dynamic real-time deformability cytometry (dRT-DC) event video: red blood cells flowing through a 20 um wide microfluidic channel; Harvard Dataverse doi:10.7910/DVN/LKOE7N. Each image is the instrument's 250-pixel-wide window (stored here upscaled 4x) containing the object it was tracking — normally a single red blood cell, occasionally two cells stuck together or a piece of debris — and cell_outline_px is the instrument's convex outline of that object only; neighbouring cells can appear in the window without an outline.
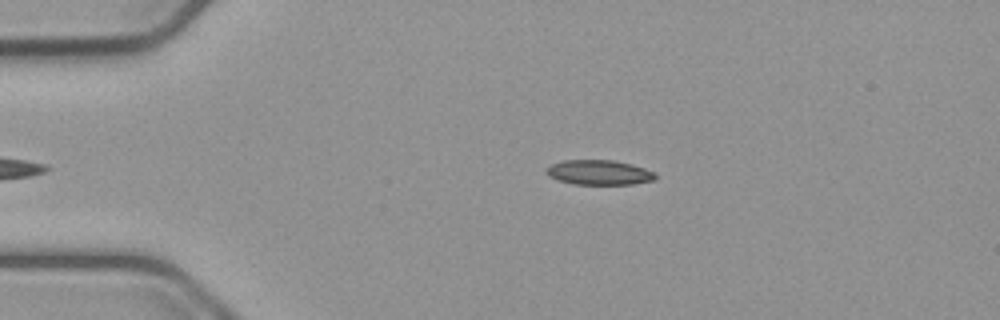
{"species": "common noctule bat (a hibernating species)", "species_latin": "Nyctalus noctula", "temperature_condition": "cold", "stored_images_in_passage": 53, "camera_frame_rate_fps": 3000, "um_per_image_px": 0.085, "animal": {"sex": "male", "body_mass_g": 23.1, "forearm_length_mm": 52.7}, "frame": {"image": 1, "passage_image": 10, "time_ms": 3.0, "image_size_px": [1000, 320], "cell_outline_px": [[656, 180], [632, 184], [572, 184], [556, 180], [548, 176], [544, 168], [552, 164], [564, 160], [612, 160], [632, 164], [656, 172]], "centroid_in_image_um": [50.91, 14.66], "position_along_channel_um": 34.1, "area_um2": 15.95}}
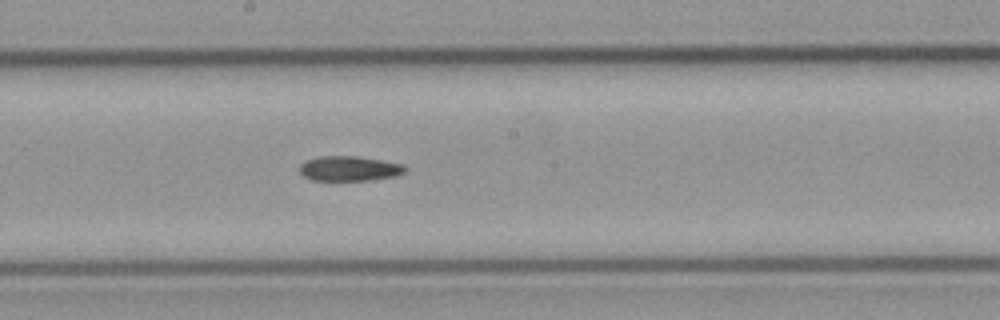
{"frame": {"image": 2, "passage_image": 28, "time_ms": 9.0, "image_size_px": [1000, 320], "cell_outline_px": [[404, 172], [396, 176], [368, 180], [312, 180], [304, 176], [300, 172], [300, 164], [304, 160], [316, 156], [356, 156], [404, 164]], "centroid_in_image_um": [29.64, 14.31], "position_along_channel_um": 218.6, "area_um2": 15.26}}
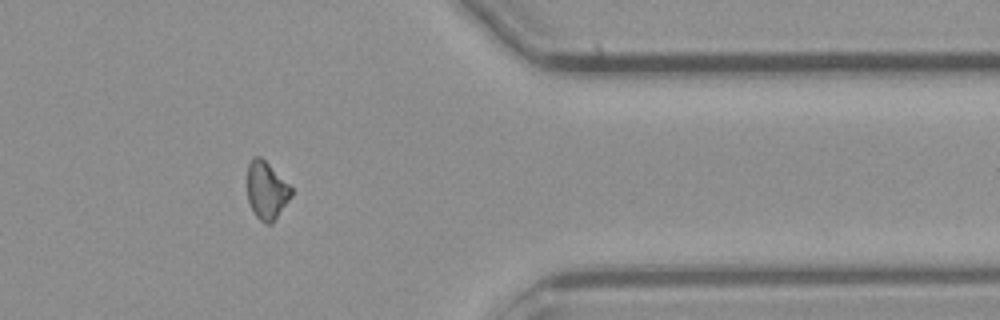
{"frame": {"image": 3, "passage_image": 43, "time_ms": 14.0, "image_size_px": [1000, 320], "cell_outline_px": [[292, 196], [272, 224], [264, 224], [256, 216], [248, 200], [248, 164], [252, 156], [260, 156], [292, 188]], "centroid_in_image_um": [22.66, 16.2], "position_along_channel_um": 388.7, "area_um2": 14.62}}